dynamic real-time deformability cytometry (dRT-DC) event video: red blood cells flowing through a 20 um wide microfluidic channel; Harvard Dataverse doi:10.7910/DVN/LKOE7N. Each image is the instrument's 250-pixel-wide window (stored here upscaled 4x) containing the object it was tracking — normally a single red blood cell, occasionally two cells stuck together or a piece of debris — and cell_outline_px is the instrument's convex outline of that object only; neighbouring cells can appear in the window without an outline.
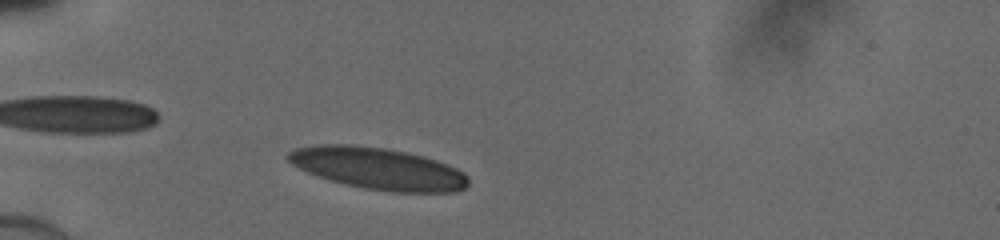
{"species": "human", "species_latin": "Homo sapiens", "temperature_condition": "cold", "stored_images_in_passage": 34, "camera_frame_rate_fps": 3000, "um_per_image_px": 0.085, "donor": {"sex": "male"}, "frame": {"image": 1, "passage_image": 4, "time_ms": 1.0, "image_size_px": [1000, 240], "cell_outline_px": [[468, 184], [464, 188], [456, 192], [392, 192], [364, 188], [344, 184], [328, 180], [316, 176], [292, 164], [284, 156], [288, 152], [296, 148], [320, 144], [348, 144], [384, 148], [408, 152], [424, 156], [448, 164], [464, 172], [468, 176]], "centroid_in_image_um": [32.14, 14.32], "position_along_channel_um": 52.9, "area_um2": 44.1}}
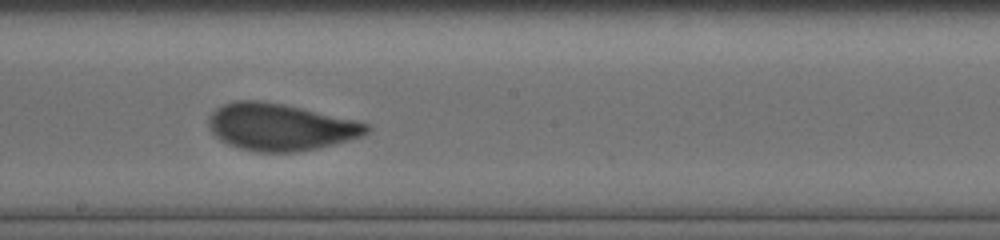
{"frame": {"image": 2, "passage_image": 18, "time_ms": 5.667, "image_size_px": [1000, 240], "cell_outline_px": [[372, 128], [364, 136], [316, 148], [296, 152], [256, 152], [240, 148], [228, 144], [220, 140], [208, 128], [208, 116], [216, 108], [224, 104], [236, 100], [256, 100], [284, 104], [356, 120], [368, 124]], "centroid_in_image_um": [23.81, 10.79], "position_along_channel_um": 224.4, "area_um2": 43.29}}
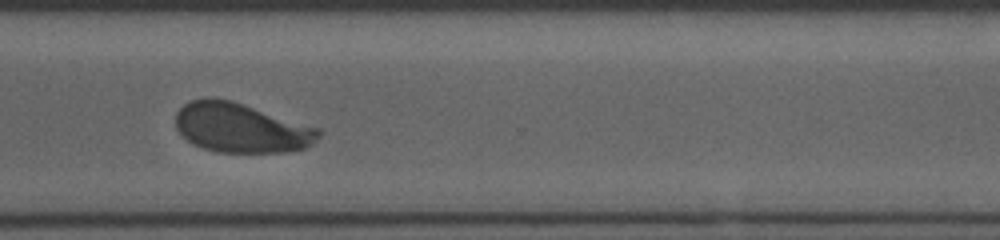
{"frame": {"image": 3, "passage_image": 27, "time_ms": 8.667, "image_size_px": [1000, 240], "cell_outline_px": [[320, 136], [312, 144], [304, 148], [288, 152], [216, 152], [192, 144], [176, 128], [176, 112], [188, 100], [204, 96], [212, 96], [232, 100], [320, 128]], "centroid_in_image_um": [20.47, 10.84], "position_along_channel_um": 350.1, "area_um2": 41.62}}